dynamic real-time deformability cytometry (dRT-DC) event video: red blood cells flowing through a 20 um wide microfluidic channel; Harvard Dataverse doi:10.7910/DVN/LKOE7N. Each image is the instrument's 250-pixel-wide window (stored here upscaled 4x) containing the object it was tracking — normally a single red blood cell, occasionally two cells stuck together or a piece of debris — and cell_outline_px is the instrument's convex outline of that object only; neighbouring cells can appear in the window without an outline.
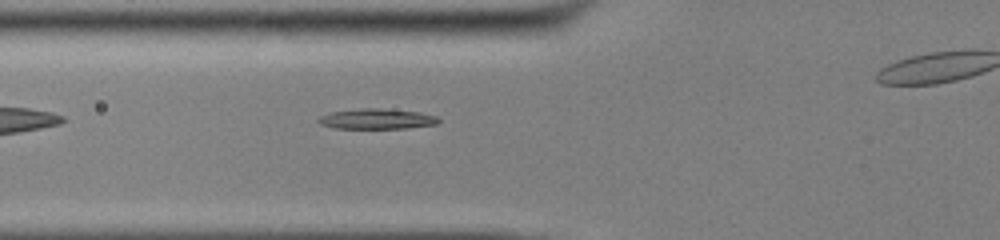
{"species": "common noctule bat (a hibernating species)", "species_latin": "Nyctalus noctula", "temperature_condition": "cold", "stored_images_in_passage": 31, "camera_frame_rate_fps": 3000, "um_per_image_px": 0.085, "animal": {"sex": "male", "body_mass_g": 13.0, "forearm_length_mm": 53.1}, "frame": {"image": 1, "passage_image": 4, "time_ms": 1.0, "image_size_px": [1000, 240], "cell_outline_px": [[440, 120], [436, 124], [408, 128], [336, 128], [320, 124], [316, 120], [320, 116], [328, 112], [360, 108], [380, 108], [420, 112], [436, 116]], "centroid_in_image_um": [32.0, 10.1], "position_along_channel_um": 93.8, "area_um2": 14.28}}
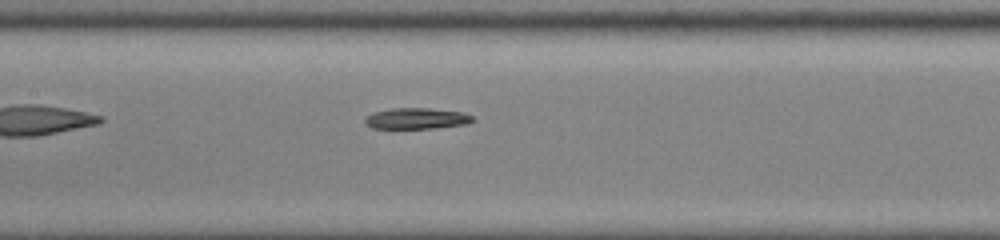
{"frame": {"image": 2, "passage_image": 10, "time_ms": 3.0, "image_size_px": [1000, 240], "cell_outline_px": [[476, 120], [468, 124], [436, 128], [372, 128], [364, 124], [364, 116], [372, 112], [392, 108], [428, 108], [460, 112], [472, 116]], "centroid_in_image_um": [35.36, 10.07], "position_along_channel_um": 172.0, "area_um2": 13.35}}
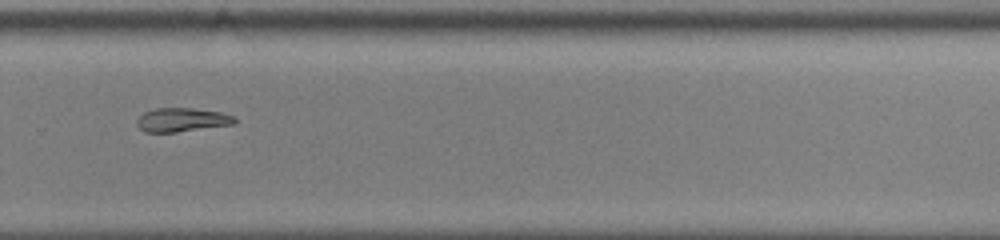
{"frame": {"image": 3, "passage_image": 21, "time_ms": 6.667, "image_size_px": [1000, 240], "cell_outline_px": [[236, 124], [176, 132], [144, 132], [136, 124], [136, 120], [144, 112], [156, 108], [192, 108], [220, 112], [236, 116]], "centroid_in_image_um": [15.48, 10.18], "position_along_channel_um": 314.3, "area_um2": 13.64}}